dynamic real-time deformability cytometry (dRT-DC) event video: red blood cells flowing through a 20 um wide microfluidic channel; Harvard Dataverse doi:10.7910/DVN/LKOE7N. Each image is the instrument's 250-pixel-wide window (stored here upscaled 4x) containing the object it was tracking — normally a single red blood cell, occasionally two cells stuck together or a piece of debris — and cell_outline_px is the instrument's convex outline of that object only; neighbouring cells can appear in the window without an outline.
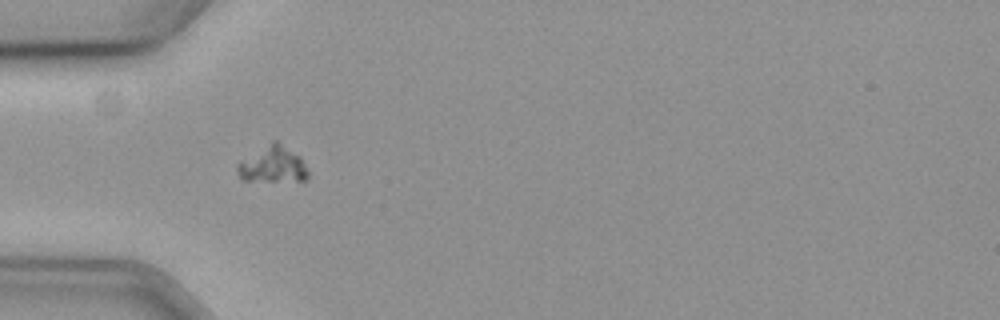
{"species": "common noctule bat (a hibernating species)", "species_latin": "Nyctalus noctula", "temperature_condition": "cold", "stored_images_in_passage": 10, "camera_frame_rate_fps": 3000, "um_per_image_px": 0.085, "animal": {"sex": "female", "body_mass_g": 19.3, "forearm_length_mm": 54.1}, "frame": {"image": 1, "passage_image": 2, "time_ms": 0.333, "image_size_px": [1000, 320], "cell_outline_px": [[308, 176], [304, 180], [244, 180], [236, 172], [236, 164], [240, 160], [272, 140], [276, 140], [300, 156], [308, 172]], "centroid_in_image_um": [23.14, 13.96], "position_along_channel_um": 61.9, "area_um2": 14.8}}